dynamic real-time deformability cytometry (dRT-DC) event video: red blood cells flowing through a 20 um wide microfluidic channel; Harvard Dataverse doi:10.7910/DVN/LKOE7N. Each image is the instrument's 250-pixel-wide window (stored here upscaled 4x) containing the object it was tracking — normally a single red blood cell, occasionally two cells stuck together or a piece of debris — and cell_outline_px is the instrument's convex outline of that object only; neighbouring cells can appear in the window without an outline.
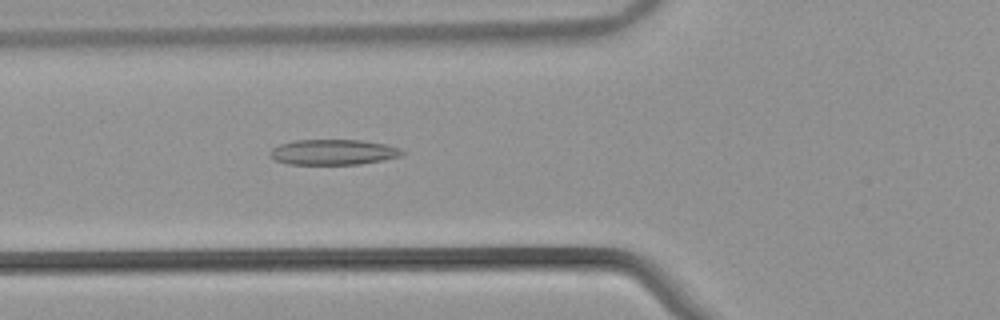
{"species": "common noctule bat (a hibernating species)", "species_latin": "Nyctalus noctula", "temperature_condition": "warm", "stored_images_in_passage": 46, "camera_frame_rate_fps": 3000, "um_per_image_px": 0.085, "animal": {"sex": "male", "body_mass_g": 21.5, "forearm_length_mm": 52.0}, "frame": {"image": 1, "passage_image": 12, "time_ms": 3.667, "image_size_px": [1000, 320], "cell_outline_px": [[404, 152], [400, 156], [360, 164], [288, 164], [276, 160], [268, 152], [272, 148], [280, 144], [296, 140], [360, 140], [384, 144], [400, 148]], "centroid_in_image_um": [28.3, 12.93], "position_along_channel_um": 97.5, "area_um2": 19.31}}
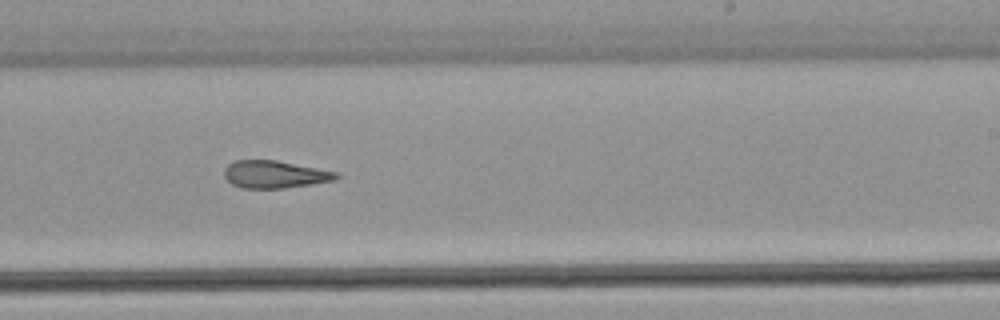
{"frame": {"image": 2, "passage_image": 25, "time_ms": 8.0, "image_size_px": [1000, 320], "cell_outline_px": [[340, 176], [332, 180], [312, 184], [284, 188], [240, 188], [232, 184], [224, 176], [224, 168], [228, 164], [236, 160], [276, 160], [336, 172]], "centroid_in_image_um": [23.3, 14.82], "position_along_channel_um": 265.7, "area_um2": 17.74}}
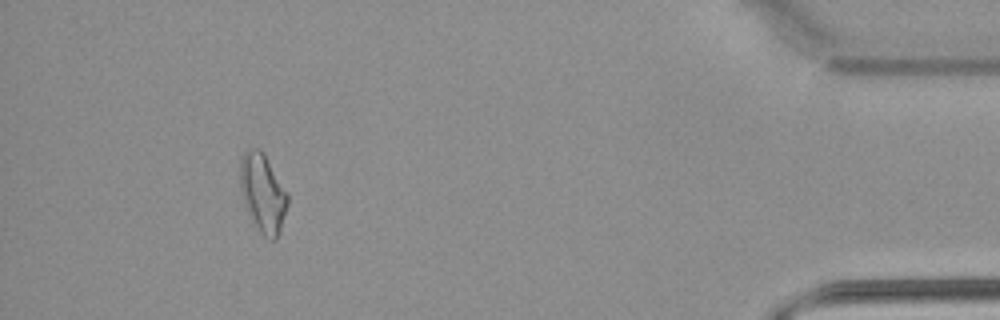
{"frame": {"image": 3, "passage_image": 41, "time_ms": 13.333, "image_size_px": [1000, 320], "cell_outline_px": [[288, 204], [276, 240], [272, 240], [264, 236], [252, 224], [244, 204], [240, 192], [240, 160], [244, 152], [248, 148], [260, 148], [288, 192]], "centroid_in_image_um": [22.31, 16.41], "position_along_channel_um": 412.9, "area_um2": 21.91}, "authors_computed_cell_mechanics": {"area_um2": 19.2763, "velocity_mm_per_s": 3.8829, "shape_relaxation_time_tau1_ms": null, "shape_relaxation_time_tau2_ms": 3.919, "deformation_change_tau1": null, "deformation_change_tau2": 0.1362}}